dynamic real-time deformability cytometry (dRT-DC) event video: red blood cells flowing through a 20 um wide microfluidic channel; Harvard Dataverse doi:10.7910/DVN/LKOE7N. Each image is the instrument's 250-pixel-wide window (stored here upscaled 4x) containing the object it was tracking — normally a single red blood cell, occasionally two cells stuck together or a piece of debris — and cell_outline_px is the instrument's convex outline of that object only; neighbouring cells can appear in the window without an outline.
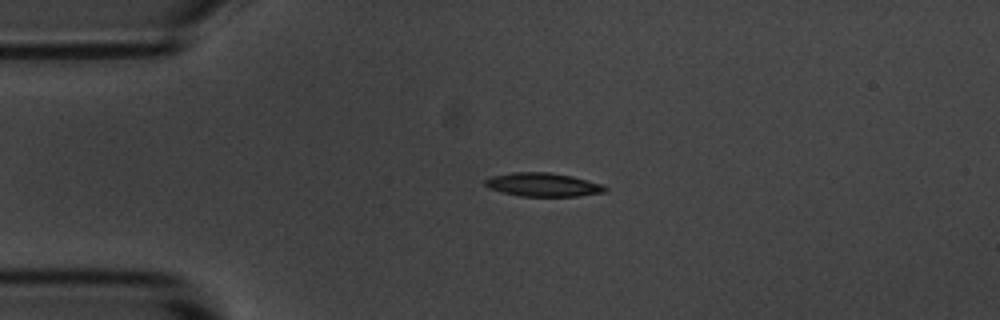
{"species": "common noctule bat (a hibernating species)", "species_latin": "Nyctalus noctula", "temperature_condition": "room temperature", "stored_images_in_passage": 5, "camera_frame_rate_fps": 3000, "um_per_image_px": 0.085, "animal": {"sex": "male", "body_mass_g": 20.1, "forearm_length_mm": 53.5}, "frame": {"image": 1, "passage_image": 3, "time_ms": 2.333, "image_size_px": [1000, 320], "cell_outline_px": [[608, 188], [604, 192], [580, 196], [520, 196], [488, 188], [484, 184], [484, 180], [488, 176], [512, 172], [548, 172], [572, 176], [604, 184]], "centroid_in_image_um": [46.14, 15.69], "position_along_channel_um": 38.9, "area_um2": 16.65}}